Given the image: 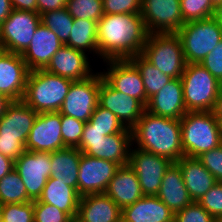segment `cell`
I'll return each instance as SVG.
<instances>
[{"mask_svg":"<svg viewBox=\"0 0 222 222\" xmlns=\"http://www.w3.org/2000/svg\"><path fill=\"white\" fill-rule=\"evenodd\" d=\"M148 31L141 14H103L98 21V56L103 61L130 59L141 54Z\"/></svg>","mask_w":222,"mask_h":222,"instance_id":"1","label":"cell"},{"mask_svg":"<svg viewBox=\"0 0 222 222\" xmlns=\"http://www.w3.org/2000/svg\"><path fill=\"white\" fill-rule=\"evenodd\" d=\"M132 130V144L137 148L176 163L184 152L180 120L156 116L144 111Z\"/></svg>","mask_w":222,"mask_h":222,"instance_id":"2","label":"cell"},{"mask_svg":"<svg viewBox=\"0 0 222 222\" xmlns=\"http://www.w3.org/2000/svg\"><path fill=\"white\" fill-rule=\"evenodd\" d=\"M180 124L186 157L197 158L222 143V125L212 111H188Z\"/></svg>","mask_w":222,"mask_h":222,"instance_id":"3","label":"cell"},{"mask_svg":"<svg viewBox=\"0 0 222 222\" xmlns=\"http://www.w3.org/2000/svg\"><path fill=\"white\" fill-rule=\"evenodd\" d=\"M72 80L38 69L29 72L23 101L35 112H58Z\"/></svg>","mask_w":222,"mask_h":222,"instance_id":"4","label":"cell"},{"mask_svg":"<svg viewBox=\"0 0 222 222\" xmlns=\"http://www.w3.org/2000/svg\"><path fill=\"white\" fill-rule=\"evenodd\" d=\"M37 115L23 100L13 101L7 107L0 118V153L14 161L22 155Z\"/></svg>","mask_w":222,"mask_h":222,"instance_id":"5","label":"cell"},{"mask_svg":"<svg viewBox=\"0 0 222 222\" xmlns=\"http://www.w3.org/2000/svg\"><path fill=\"white\" fill-rule=\"evenodd\" d=\"M187 111H212L222 84L200 63L186 64L181 76Z\"/></svg>","mask_w":222,"mask_h":222,"instance_id":"6","label":"cell"},{"mask_svg":"<svg viewBox=\"0 0 222 222\" xmlns=\"http://www.w3.org/2000/svg\"><path fill=\"white\" fill-rule=\"evenodd\" d=\"M141 55L171 78H181L186 66L182 42L177 33L148 34Z\"/></svg>","mask_w":222,"mask_h":222,"instance_id":"7","label":"cell"},{"mask_svg":"<svg viewBox=\"0 0 222 222\" xmlns=\"http://www.w3.org/2000/svg\"><path fill=\"white\" fill-rule=\"evenodd\" d=\"M177 34L186 64L200 63L222 40V29L212 17L186 22Z\"/></svg>","mask_w":222,"mask_h":222,"instance_id":"8","label":"cell"},{"mask_svg":"<svg viewBox=\"0 0 222 222\" xmlns=\"http://www.w3.org/2000/svg\"><path fill=\"white\" fill-rule=\"evenodd\" d=\"M40 23L41 16L37 12L13 9L0 25V49L22 54Z\"/></svg>","mask_w":222,"mask_h":222,"instance_id":"9","label":"cell"},{"mask_svg":"<svg viewBox=\"0 0 222 222\" xmlns=\"http://www.w3.org/2000/svg\"><path fill=\"white\" fill-rule=\"evenodd\" d=\"M103 79L101 72H96L88 79L73 81L59 113L83 122H88L98 105V93Z\"/></svg>","mask_w":222,"mask_h":222,"instance_id":"10","label":"cell"},{"mask_svg":"<svg viewBox=\"0 0 222 222\" xmlns=\"http://www.w3.org/2000/svg\"><path fill=\"white\" fill-rule=\"evenodd\" d=\"M173 162L151 152L130 148L129 166L136 173L144 196H156L163 176Z\"/></svg>","mask_w":222,"mask_h":222,"instance_id":"11","label":"cell"},{"mask_svg":"<svg viewBox=\"0 0 222 222\" xmlns=\"http://www.w3.org/2000/svg\"><path fill=\"white\" fill-rule=\"evenodd\" d=\"M14 169L20 175L28 197L32 201L38 200L51 176V153L25 150L14 161Z\"/></svg>","mask_w":222,"mask_h":222,"instance_id":"12","label":"cell"},{"mask_svg":"<svg viewBox=\"0 0 222 222\" xmlns=\"http://www.w3.org/2000/svg\"><path fill=\"white\" fill-rule=\"evenodd\" d=\"M140 14L148 34L177 33L185 24L180 0H142Z\"/></svg>","mask_w":222,"mask_h":222,"instance_id":"13","label":"cell"},{"mask_svg":"<svg viewBox=\"0 0 222 222\" xmlns=\"http://www.w3.org/2000/svg\"><path fill=\"white\" fill-rule=\"evenodd\" d=\"M119 167L112 161L82 153L78 172V194L84 196L105 193Z\"/></svg>","mask_w":222,"mask_h":222,"instance_id":"14","label":"cell"},{"mask_svg":"<svg viewBox=\"0 0 222 222\" xmlns=\"http://www.w3.org/2000/svg\"><path fill=\"white\" fill-rule=\"evenodd\" d=\"M25 148L35 152H54L66 148L62 140L61 114L40 113L28 134Z\"/></svg>","mask_w":222,"mask_h":222,"instance_id":"15","label":"cell"},{"mask_svg":"<svg viewBox=\"0 0 222 222\" xmlns=\"http://www.w3.org/2000/svg\"><path fill=\"white\" fill-rule=\"evenodd\" d=\"M107 72H101L103 79L115 90L139 100L146 106L148 99L141 74L129 60H107Z\"/></svg>","mask_w":222,"mask_h":222,"instance_id":"16","label":"cell"},{"mask_svg":"<svg viewBox=\"0 0 222 222\" xmlns=\"http://www.w3.org/2000/svg\"><path fill=\"white\" fill-rule=\"evenodd\" d=\"M131 147L132 130L125 127L121 132L104 136L102 140L80 142L77 148L89 156L109 160L123 166L129 164Z\"/></svg>","mask_w":222,"mask_h":222,"instance_id":"17","label":"cell"},{"mask_svg":"<svg viewBox=\"0 0 222 222\" xmlns=\"http://www.w3.org/2000/svg\"><path fill=\"white\" fill-rule=\"evenodd\" d=\"M98 105L115 114L129 129L136 125L145 111V106L139 100L113 89L104 79L100 83Z\"/></svg>","mask_w":222,"mask_h":222,"instance_id":"18","label":"cell"},{"mask_svg":"<svg viewBox=\"0 0 222 222\" xmlns=\"http://www.w3.org/2000/svg\"><path fill=\"white\" fill-rule=\"evenodd\" d=\"M29 72L21 54L0 50V93L13 101H21Z\"/></svg>","mask_w":222,"mask_h":222,"instance_id":"19","label":"cell"},{"mask_svg":"<svg viewBox=\"0 0 222 222\" xmlns=\"http://www.w3.org/2000/svg\"><path fill=\"white\" fill-rule=\"evenodd\" d=\"M84 52L63 45L51 58L45 70L72 81H82L94 72Z\"/></svg>","mask_w":222,"mask_h":222,"instance_id":"20","label":"cell"},{"mask_svg":"<svg viewBox=\"0 0 222 222\" xmlns=\"http://www.w3.org/2000/svg\"><path fill=\"white\" fill-rule=\"evenodd\" d=\"M145 110L156 116L180 120L188 112L183 100L181 78H173L151 96Z\"/></svg>","mask_w":222,"mask_h":222,"instance_id":"21","label":"cell"},{"mask_svg":"<svg viewBox=\"0 0 222 222\" xmlns=\"http://www.w3.org/2000/svg\"><path fill=\"white\" fill-rule=\"evenodd\" d=\"M63 46L58 36L42 23L36 28L28 48L21 54L30 71L45 69Z\"/></svg>","mask_w":222,"mask_h":222,"instance_id":"22","label":"cell"},{"mask_svg":"<svg viewBox=\"0 0 222 222\" xmlns=\"http://www.w3.org/2000/svg\"><path fill=\"white\" fill-rule=\"evenodd\" d=\"M75 222H122V209L106 193L84 195Z\"/></svg>","mask_w":222,"mask_h":222,"instance_id":"23","label":"cell"},{"mask_svg":"<svg viewBox=\"0 0 222 222\" xmlns=\"http://www.w3.org/2000/svg\"><path fill=\"white\" fill-rule=\"evenodd\" d=\"M121 209L134 204L144 195L138 177L129 165L118 168L105 192Z\"/></svg>","mask_w":222,"mask_h":222,"instance_id":"24","label":"cell"},{"mask_svg":"<svg viewBox=\"0 0 222 222\" xmlns=\"http://www.w3.org/2000/svg\"><path fill=\"white\" fill-rule=\"evenodd\" d=\"M174 214L193 203L183 181L180 167L172 163L163 176L156 195Z\"/></svg>","mask_w":222,"mask_h":222,"instance_id":"25","label":"cell"},{"mask_svg":"<svg viewBox=\"0 0 222 222\" xmlns=\"http://www.w3.org/2000/svg\"><path fill=\"white\" fill-rule=\"evenodd\" d=\"M174 213L157 197L143 196L122 209V222H172Z\"/></svg>","mask_w":222,"mask_h":222,"instance_id":"26","label":"cell"},{"mask_svg":"<svg viewBox=\"0 0 222 222\" xmlns=\"http://www.w3.org/2000/svg\"><path fill=\"white\" fill-rule=\"evenodd\" d=\"M193 202H197L217 182L197 158L182 157L176 162Z\"/></svg>","mask_w":222,"mask_h":222,"instance_id":"27","label":"cell"},{"mask_svg":"<svg viewBox=\"0 0 222 222\" xmlns=\"http://www.w3.org/2000/svg\"><path fill=\"white\" fill-rule=\"evenodd\" d=\"M80 197L74 187H70L61 181H57L55 178L49 177L38 201L57 207L75 221Z\"/></svg>","mask_w":222,"mask_h":222,"instance_id":"28","label":"cell"},{"mask_svg":"<svg viewBox=\"0 0 222 222\" xmlns=\"http://www.w3.org/2000/svg\"><path fill=\"white\" fill-rule=\"evenodd\" d=\"M82 152L77 147H66L51 152V178L74 187L78 192L79 162Z\"/></svg>","mask_w":222,"mask_h":222,"instance_id":"29","label":"cell"},{"mask_svg":"<svg viewBox=\"0 0 222 222\" xmlns=\"http://www.w3.org/2000/svg\"><path fill=\"white\" fill-rule=\"evenodd\" d=\"M98 22L89 19H74L69 40L65 44L71 48L84 52H95L98 54L97 44Z\"/></svg>","mask_w":222,"mask_h":222,"instance_id":"30","label":"cell"},{"mask_svg":"<svg viewBox=\"0 0 222 222\" xmlns=\"http://www.w3.org/2000/svg\"><path fill=\"white\" fill-rule=\"evenodd\" d=\"M139 70L147 99L160 91L173 78L163 74L158 68L147 61L141 54L129 59Z\"/></svg>","mask_w":222,"mask_h":222,"instance_id":"31","label":"cell"},{"mask_svg":"<svg viewBox=\"0 0 222 222\" xmlns=\"http://www.w3.org/2000/svg\"><path fill=\"white\" fill-rule=\"evenodd\" d=\"M32 201L26 187L15 169L0 179V204L27 203Z\"/></svg>","mask_w":222,"mask_h":222,"instance_id":"32","label":"cell"},{"mask_svg":"<svg viewBox=\"0 0 222 222\" xmlns=\"http://www.w3.org/2000/svg\"><path fill=\"white\" fill-rule=\"evenodd\" d=\"M41 23L52 30L65 45L70 36L74 19L70 16L66 7L61 9L48 11L40 15Z\"/></svg>","mask_w":222,"mask_h":222,"instance_id":"33","label":"cell"},{"mask_svg":"<svg viewBox=\"0 0 222 222\" xmlns=\"http://www.w3.org/2000/svg\"><path fill=\"white\" fill-rule=\"evenodd\" d=\"M66 9L73 19L98 22L104 14L103 0H67Z\"/></svg>","mask_w":222,"mask_h":222,"instance_id":"34","label":"cell"},{"mask_svg":"<svg viewBox=\"0 0 222 222\" xmlns=\"http://www.w3.org/2000/svg\"><path fill=\"white\" fill-rule=\"evenodd\" d=\"M184 23L212 17L215 5L211 0H180Z\"/></svg>","mask_w":222,"mask_h":222,"instance_id":"35","label":"cell"},{"mask_svg":"<svg viewBox=\"0 0 222 222\" xmlns=\"http://www.w3.org/2000/svg\"><path fill=\"white\" fill-rule=\"evenodd\" d=\"M88 122L94 129L107 131V135L116 134L125 128L115 114L99 105L93 111Z\"/></svg>","mask_w":222,"mask_h":222,"instance_id":"36","label":"cell"},{"mask_svg":"<svg viewBox=\"0 0 222 222\" xmlns=\"http://www.w3.org/2000/svg\"><path fill=\"white\" fill-rule=\"evenodd\" d=\"M33 201L2 205V222H33Z\"/></svg>","mask_w":222,"mask_h":222,"instance_id":"37","label":"cell"},{"mask_svg":"<svg viewBox=\"0 0 222 222\" xmlns=\"http://www.w3.org/2000/svg\"><path fill=\"white\" fill-rule=\"evenodd\" d=\"M84 126L85 122L81 120L61 115L62 140L66 147H78L80 145Z\"/></svg>","mask_w":222,"mask_h":222,"instance_id":"38","label":"cell"},{"mask_svg":"<svg viewBox=\"0 0 222 222\" xmlns=\"http://www.w3.org/2000/svg\"><path fill=\"white\" fill-rule=\"evenodd\" d=\"M33 206L35 222H75L67 213L53 205L35 200Z\"/></svg>","mask_w":222,"mask_h":222,"instance_id":"39","label":"cell"},{"mask_svg":"<svg viewBox=\"0 0 222 222\" xmlns=\"http://www.w3.org/2000/svg\"><path fill=\"white\" fill-rule=\"evenodd\" d=\"M197 202L215 220L222 218V182H216Z\"/></svg>","mask_w":222,"mask_h":222,"instance_id":"40","label":"cell"},{"mask_svg":"<svg viewBox=\"0 0 222 222\" xmlns=\"http://www.w3.org/2000/svg\"><path fill=\"white\" fill-rule=\"evenodd\" d=\"M175 222H215V219L198 203L193 202L174 214Z\"/></svg>","mask_w":222,"mask_h":222,"instance_id":"41","label":"cell"},{"mask_svg":"<svg viewBox=\"0 0 222 222\" xmlns=\"http://www.w3.org/2000/svg\"><path fill=\"white\" fill-rule=\"evenodd\" d=\"M197 159L217 182H222V143L218 147L202 153Z\"/></svg>","mask_w":222,"mask_h":222,"instance_id":"42","label":"cell"},{"mask_svg":"<svg viewBox=\"0 0 222 222\" xmlns=\"http://www.w3.org/2000/svg\"><path fill=\"white\" fill-rule=\"evenodd\" d=\"M142 0H103L104 14H140Z\"/></svg>","mask_w":222,"mask_h":222,"instance_id":"43","label":"cell"},{"mask_svg":"<svg viewBox=\"0 0 222 222\" xmlns=\"http://www.w3.org/2000/svg\"><path fill=\"white\" fill-rule=\"evenodd\" d=\"M200 64L222 84V40Z\"/></svg>","mask_w":222,"mask_h":222,"instance_id":"44","label":"cell"},{"mask_svg":"<svg viewBox=\"0 0 222 222\" xmlns=\"http://www.w3.org/2000/svg\"><path fill=\"white\" fill-rule=\"evenodd\" d=\"M104 136H107V131H99L98 129H94L89 122H86L83 129L81 142L102 140Z\"/></svg>","mask_w":222,"mask_h":222,"instance_id":"45","label":"cell"},{"mask_svg":"<svg viewBox=\"0 0 222 222\" xmlns=\"http://www.w3.org/2000/svg\"><path fill=\"white\" fill-rule=\"evenodd\" d=\"M67 0H37L38 14L66 7Z\"/></svg>","mask_w":222,"mask_h":222,"instance_id":"46","label":"cell"},{"mask_svg":"<svg viewBox=\"0 0 222 222\" xmlns=\"http://www.w3.org/2000/svg\"><path fill=\"white\" fill-rule=\"evenodd\" d=\"M12 8L21 11L38 13L37 0H10Z\"/></svg>","mask_w":222,"mask_h":222,"instance_id":"47","label":"cell"},{"mask_svg":"<svg viewBox=\"0 0 222 222\" xmlns=\"http://www.w3.org/2000/svg\"><path fill=\"white\" fill-rule=\"evenodd\" d=\"M14 169V160L0 153V179Z\"/></svg>","mask_w":222,"mask_h":222,"instance_id":"48","label":"cell"},{"mask_svg":"<svg viewBox=\"0 0 222 222\" xmlns=\"http://www.w3.org/2000/svg\"><path fill=\"white\" fill-rule=\"evenodd\" d=\"M13 8L10 0H0V25L10 15Z\"/></svg>","mask_w":222,"mask_h":222,"instance_id":"49","label":"cell"},{"mask_svg":"<svg viewBox=\"0 0 222 222\" xmlns=\"http://www.w3.org/2000/svg\"><path fill=\"white\" fill-rule=\"evenodd\" d=\"M214 116L219 121V123L222 125V89L220 90V93L218 95V98L216 100L214 109L212 110Z\"/></svg>","mask_w":222,"mask_h":222,"instance_id":"50","label":"cell"},{"mask_svg":"<svg viewBox=\"0 0 222 222\" xmlns=\"http://www.w3.org/2000/svg\"><path fill=\"white\" fill-rule=\"evenodd\" d=\"M13 102L7 95L0 93V118L5 114L7 107Z\"/></svg>","mask_w":222,"mask_h":222,"instance_id":"51","label":"cell"},{"mask_svg":"<svg viewBox=\"0 0 222 222\" xmlns=\"http://www.w3.org/2000/svg\"><path fill=\"white\" fill-rule=\"evenodd\" d=\"M212 18L217 22L218 26L222 29V3L215 6Z\"/></svg>","mask_w":222,"mask_h":222,"instance_id":"52","label":"cell"},{"mask_svg":"<svg viewBox=\"0 0 222 222\" xmlns=\"http://www.w3.org/2000/svg\"><path fill=\"white\" fill-rule=\"evenodd\" d=\"M211 1L215 6L222 3V0H211Z\"/></svg>","mask_w":222,"mask_h":222,"instance_id":"53","label":"cell"},{"mask_svg":"<svg viewBox=\"0 0 222 222\" xmlns=\"http://www.w3.org/2000/svg\"><path fill=\"white\" fill-rule=\"evenodd\" d=\"M0 222H2V205L0 204Z\"/></svg>","mask_w":222,"mask_h":222,"instance_id":"54","label":"cell"},{"mask_svg":"<svg viewBox=\"0 0 222 222\" xmlns=\"http://www.w3.org/2000/svg\"><path fill=\"white\" fill-rule=\"evenodd\" d=\"M215 222H222V218L216 219Z\"/></svg>","mask_w":222,"mask_h":222,"instance_id":"55","label":"cell"}]
</instances>
